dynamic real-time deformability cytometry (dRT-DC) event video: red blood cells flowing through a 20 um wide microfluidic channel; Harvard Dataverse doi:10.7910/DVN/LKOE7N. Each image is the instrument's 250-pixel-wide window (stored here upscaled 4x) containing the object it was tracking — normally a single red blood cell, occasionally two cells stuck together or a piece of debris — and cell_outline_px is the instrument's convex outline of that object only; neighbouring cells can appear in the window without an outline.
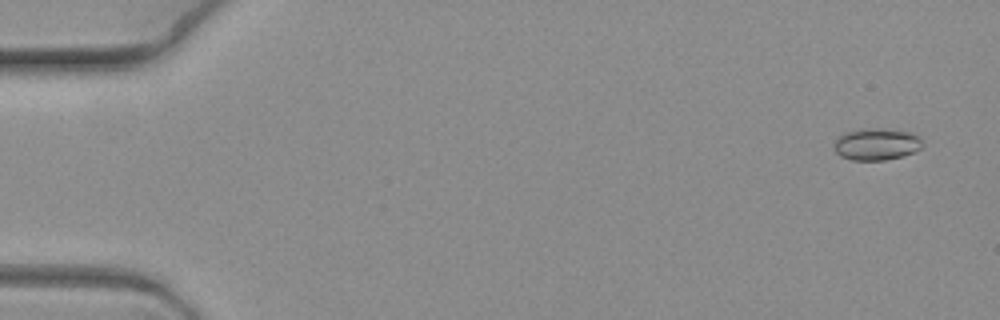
{"species": "common noctule bat (a hibernating species)", "species_latin": "Nyctalus noctula", "temperature_condition": "warm", "stored_images_in_passage": 10, "camera_frame_rate_fps": 3000, "um_per_image_px": 0.085, "animal": {"sex": "female", "body_mass_g": 19.3, "forearm_length_mm": 54.1}, "frame": {"image": 1, "passage_image": 1, "time_ms": 0.0, "image_size_px": [1000, 320], "cell_outline_px": [[924, 144], [920, 148], [912, 152], [900, 156], [884, 160], [852, 160], [840, 156], [832, 148], [836, 140], [844, 132], [860, 128], [880, 128], [912, 132], [920, 136]], "centroid_in_image_um": [74.49, 12.24], "position_along_channel_um": 10.5, "area_um2": 16.59}}
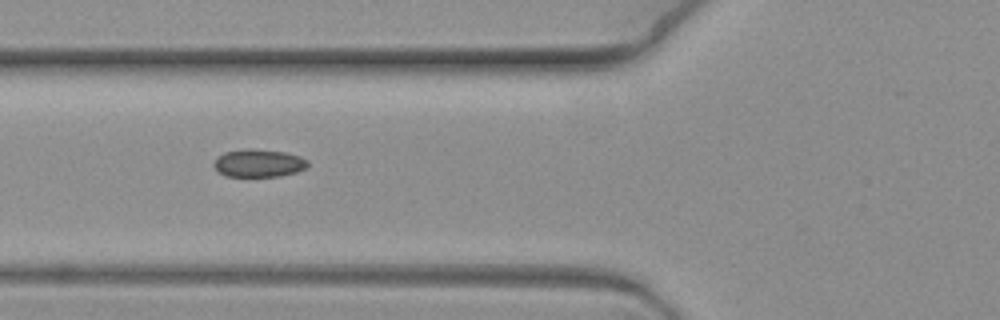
{"frame": {"image": 2, "passage_image": 7, "time_ms": 2.0, "image_size_px": [1000, 320], "cell_outline_px": [[308, 164], [304, 168], [296, 172], [280, 176], [224, 176], [212, 164], [224, 152], [248, 148], [252, 148], [284, 152], [300, 156], [308, 160]], "centroid_in_image_um": [21.99, 13.86], "position_along_channel_um": 103.8, "area_um2": 15.09}}
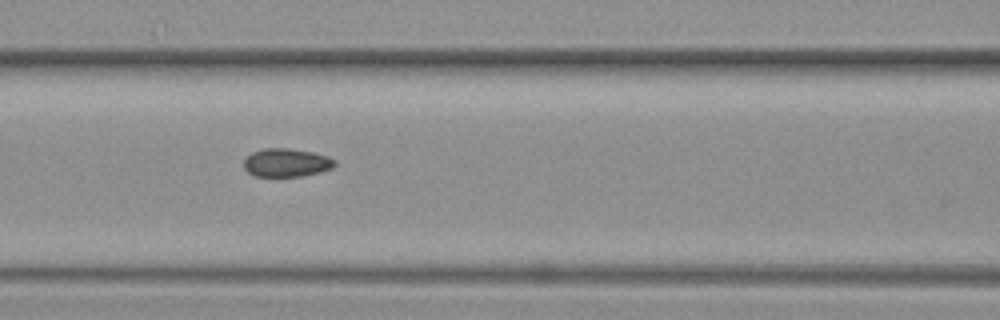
{"frame": {"image": 3, "passage_image": 8, "time_ms": 2.333, "image_size_px": [1000, 320], "cell_outline_px": [[336, 164], [332, 168], [320, 172], [304, 176], [256, 176], [248, 172], [244, 168], [244, 160], [252, 152], [264, 148], [288, 148], [312, 152], [328, 156], [336, 160]], "centroid_in_image_um": [24.36, 13.82], "position_along_channel_um": 142.2, "area_um2": 15.03}}